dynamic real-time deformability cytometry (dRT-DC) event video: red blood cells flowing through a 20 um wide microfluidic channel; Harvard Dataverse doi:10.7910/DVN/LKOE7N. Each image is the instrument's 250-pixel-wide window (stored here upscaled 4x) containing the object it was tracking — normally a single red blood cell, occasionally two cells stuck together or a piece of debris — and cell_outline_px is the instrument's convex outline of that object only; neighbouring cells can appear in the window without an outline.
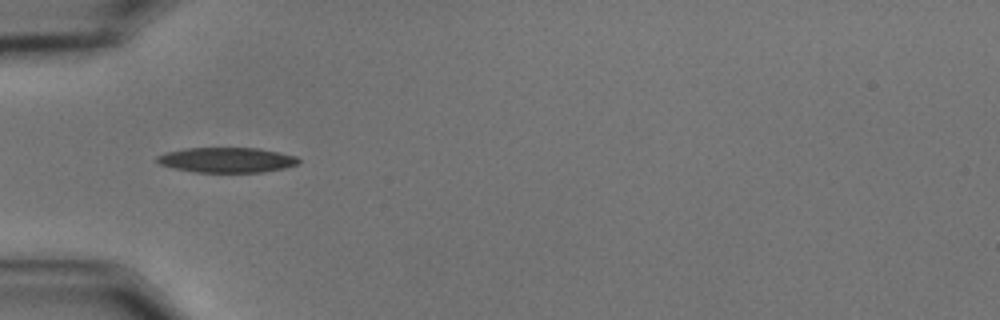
{"species": "common noctule bat (a hibernating species)", "species_latin": "Nyctalus noctula", "temperature_condition": "cold", "stored_images_in_passage": 13, "camera_frame_rate_fps": 3000, "um_per_image_px": 0.085, "animal": {"sex": "male", "body_mass_g": 15.6}, "frame": {"image": 1, "passage_image": 3, "time_ms": 0.667, "image_size_px": [1000, 320], "cell_outline_px": [[300, 160], [296, 164], [284, 168], [264, 172], [196, 172], [176, 168], [160, 164], [156, 160], [156, 156], [168, 152], [188, 148], [260, 148], [296, 156]], "centroid_in_image_um": [19.3, 13.59], "position_along_channel_um": 65.7, "area_um2": 20.46}}